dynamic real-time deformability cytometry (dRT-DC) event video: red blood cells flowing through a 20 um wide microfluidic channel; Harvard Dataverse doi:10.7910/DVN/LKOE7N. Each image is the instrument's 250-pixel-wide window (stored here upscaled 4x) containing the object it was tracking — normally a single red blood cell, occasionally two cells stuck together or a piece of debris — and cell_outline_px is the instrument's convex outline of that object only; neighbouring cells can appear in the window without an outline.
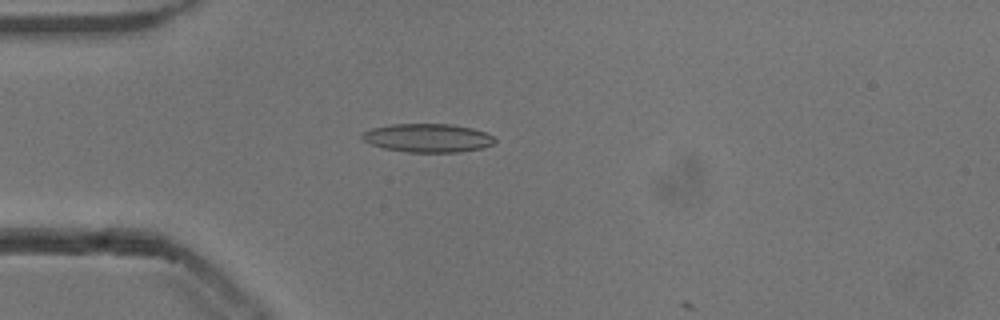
{"species": "common noctule bat (a hibernating species)", "species_latin": "Nyctalus noctula", "temperature_condition": "cold", "stored_images_in_passage": 11, "camera_frame_rate_fps": 3000, "um_per_image_px": 0.085, "animal": {"sex": "male", "body_mass_g": 13.3}, "frame": {"image": 1, "passage_image": 9, "time_ms": 2.667, "image_size_px": [1000, 320], "cell_outline_px": [[496, 140], [492, 144], [480, 148], [456, 152], [408, 152], [384, 148], [372, 144], [364, 140], [360, 136], [364, 132], [372, 128], [392, 124], [452, 124], [472, 128], [484, 132], [492, 136]], "centroid_in_image_um": [36.35, 11.72], "position_along_channel_um": 48.7, "area_um2": 21.79}}